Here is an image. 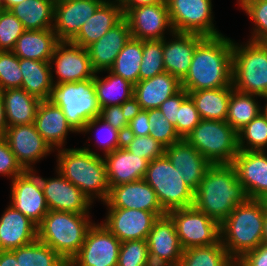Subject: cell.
I'll return each instance as SVG.
<instances>
[{"label": "cell", "instance_id": "603a6c76", "mask_svg": "<svg viewBox=\"0 0 267 266\" xmlns=\"http://www.w3.org/2000/svg\"><path fill=\"white\" fill-rule=\"evenodd\" d=\"M165 155L195 192L211 163L183 138L166 147Z\"/></svg>", "mask_w": 267, "mask_h": 266}, {"label": "cell", "instance_id": "83f0119b", "mask_svg": "<svg viewBox=\"0 0 267 266\" xmlns=\"http://www.w3.org/2000/svg\"><path fill=\"white\" fill-rule=\"evenodd\" d=\"M38 133L54 150L62 149L69 132H75L68 124L62 109L51 100H41L34 121Z\"/></svg>", "mask_w": 267, "mask_h": 266}, {"label": "cell", "instance_id": "44dd1931", "mask_svg": "<svg viewBox=\"0 0 267 266\" xmlns=\"http://www.w3.org/2000/svg\"><path fill=\"white\" fill-rule=\"evenodd\" d=\"M105 0H55L53 31L59 41H71Z\"/></svg>", "mask_w": 267, "mask_h": 266}, {"label": "cell", "instance_id": "5b68a950", "mask_svg": "<svg viewBox=\"0 0 267 266\" xmlns=\"http://www.w3.org/2000/svg\"><path fill=\"white\" fill-rule=\"evenodd\" d=\"M89 213L49 211L37 226L38 239L57 252L68 264L78 253L94 224Z\"/></svg>", "mask_w": 267, "mask_h": 266}, {"label": "cell", "instance_id": "f907efd6", "mask_svg": "<svg viewBox=\"0 0 267 266\" xmlns=\"http://www.w3.org/2000/svg\"><path fill=\"white\" fill-rule=\"evenodd\" d=\"M200 121L199 112L192 99L188 96L178 108L176 117V131L178 135L185 139Z\"/></svg>", "mask_w": 267, "mask_h": 266}, {"label": "cell", "instance_id": "ee69618b", "mask_svg": "<svg viewBox=\"0 0 267 266\" xmlns=\"http://www.w3.org/2000/svg\"><path fill=\"white\" fill-rule=\"evenodd\" d=\"M150 136L165 148L182 139L175 126L169 122L159 108L148 109Z\"/></svg>", "mask_w": 267, "mask_h": 266}, {"label": "cell", "instance_id": "6da1fadb", "mask_svg": "<svg viewBox=\"0 0 267 266\" xmlns=\"http://www.w3.org/2000/svg\"><path fill=\"white\" fill-rule=\"evenodd\" d=\"M233 40L222 35L205 37L195 48L181 87L187 92L232 84Z\"/></svg>", "mask_w": 267, "mask_h": 266}, {"label": "cell", "instance_id": "1f68e13d", "mask_svg": "<svg viewBox=\"0 0 267 266\" xmlns=\"http://www.w3.org/2000/svg\"><path fill=\"white\" fill-rule=\"evenodd\" d=\"M7 126L34 123L40 99L23 88H9L1 91Z\"/></svg>", "mask_w": 267, "mask_h": 266}, {"label": "cell", "instance_id": "11a10c76", "mask_svg": "<svg viewBox=\"0 0 267 266\" xmlns=\"http://www.w3.org/2000/svg\"><path fill=\"white\" fill-rule=\"evenodd\" d=\"M188 97V92L181 89L178 93L165 100L159 107L164 116L176 128V117L181 103Z\"/></svg>", "mask_w": 267, "mask_h": 266}, {"label": "cell", "instance_id": "ba28073f", "mask_svg": "<svg viewBox=\"0 0 267 266\" xmlns=\"http://www.w3.org/2000/svg\"><path fill=\"white\" fill-rule=\"evenodd\" d=\"M185 139L211 164H232L239 153L238 133L226 121L201 119Z\"/></svg>", "mask_w": 267, "mask_h": 266}, {"label": "cell", "instance_id": "be15d7a7", "mask_svg": "<svg viewBox=\"0 0 267 266\" xmlns=\"http://www.w3.org/2000/svg\"><path fill=\"white\" fill-rule=\"evenodd\" d=\"M261 98H265L266 102H267V96L261 97ZM261 112L266 116L267 118V103L265 104V107L262 108Z\"/></svg>", "mask_w": 267, "mask_h": 266}, {"label": "cell", "instance_id": "7bdbcfd3", "mask_svg": "<svg viewBox=\"0 0 267 266\" xmlns=\"http://www.w3.org/2000/svg\"><path fill=\"white\" fill-rule=\"evenodd\" d=\"M238 3L254 23L249 40L267 43V0H238Z\"/></svg>", "mask_w": 267, "mask_h": 266}, {"label": "cell", "instance_id": "6f0895ef", "mask_svg": "<svg viewBox=\"0 0 267 266\" xmlns=\"http://www.w3.org/2000/svg\"><path fill=\"white\" fill-rule=\"evenodd\" d=\"M164 0H119L123 15L132 8L163 2Z\"/></svg>", "mask_w": 267, "mask_h": 266}, {"label": "cell", "instance_id": "8fae6325", "mask_svg": "<svg viewBox=\"0 0 267 266\" xmlns=\"http://www.w3.org/2000/svg\"><path fill=\"white\" fill-rule=\"evenodd\" d=\"M174 32L204 37L222 35L213 24L211 0H166Z\"/></svg>", "mask_w": 267, "mask_h": 266}, {"label": "cell", "instance_id": "277c9868", "mask_svg": "<svg viewBox=\"0 0 267 266\" xmlns=\"http://www.w3.org/2000/svg\"><path fill=\"white\" fill-rule=\"evenodd\" d=\"M265 210L262 200L248 199L220 224L222 245L235 262L263 243Z\"/></svg>", "mask_w": 267, "mask_h": 266}, {"label": "cell", "instance_id": "30bf717a", "mask_svg": "<svg viewBox=\"0 0 267 266\" xmlns=\"http://www.w3.org/2000/svg\"><path fill=\"white\" fill-rule=\"evenodd\" d=\"M167 215L174 222L183 250L211 246L221 240L220 224L193 206L170 210Z\"/></svg>", "mask_w": 267, "mask_h": 266}, {"label": "cell", "instance_id": "d6986e66", "mask_svg": "<svg viewBox=\"0 0 267 266\" xmlns=\"http://www.w3.org/2000/svg\"><path fill=\"white\" fill-rule=\"evenodd\" d=\"M56 178H42L41 186L49 211L72 213H90L93 204L74 184L68 181L58 170Z\"/></svg>", "mask_w": 267, "mask_h": 266}, {"label": "cell", "instance_id": "ac0fdd59", "mask_svg": "<svg viewBox=\"0 0 267 266\" xmlns=\"http://www.w3.org/2000/svg\"><path fill=\"white\" fill-rule=\"evenodd\" d=\"M102 224L120 241L146 240L158 217L139 209L108 208Z\"/></svg>", "mask_w": 267, "mask_h": 266}, {"label": "cell", "instance_id": "7c38bea8", "mask_svg": "<svg viewBox=\"0 0 267 266\" xmlns=\"http://www.w3.org/2000/svg\"><path fill=\"white\" fill-rule=\"evenodd\" d=\"M121 242L104 224H93L68 266H117Z\"/></svg>", "mask_w": 267, "mask_h": 266}, {"label": "cell", "instance_id": "5bb4252c", "mask_svg": "<svg viewBox=\"0 0 267 266\" xmlns=\"http://www.w3.org/2000/svg\"><path fill=\"white\" fill-rule=\"evenodd\" d=\"M11 182L10 205L38 226L49 212L40 176L36 170H26Z\"/></svg>", "mask_w": 267, "mask_h": 266}, {"label": "cell", "instance_id": "bcb514c9", "mask_svg": "<svg viewBox=\"0 0 267 266\" xmlns=\"http://www.w3.org/2000/svg\"><path fill=\"white\" fill-rule=\"evenodd\" d=\"M117 266H153L149 258L147 240L121 242Z\"/></svg>", "mask_w": 267, "mask_h": 266}, {"label": "cell", "instance_id": "9f6ffc18", "mask_svg": "<svg viewBox=\"0 0 267 266\" xmlns=\"http://www.w3.org/2000/svg\"><path fill=\"white\" fill-rule=\"evenodd\" d=\"M236 266H267V244L262 243L254 250L247 252L236 262Z\"/></svg>", "mask_w": 267, "mask_h": 266}, {"label": "cell", "instance_id": "2e32d148", "mask_svg": "<svg viewBox=\"0 0 267 266\" xmlns=\"http://www.w3.org/2000/svg\"><path fill=\"white\" fill-rule=\"evenodd\" d=\"M149 258L153 266H178L183 248L175 225L168 216L159 217L147 237Z\"/></svg>", "mask_w": 267, "mask_h": 266}, {"label": "cell", "instance_id": "74e56055", "mask_svg": "<svg viewBox=\"0 0 267 266\" xmlns=\"http://www.w3.org/2000/svg\"><path fill=\"white\" fill-rule=\"evenodd\" d=\"M142 53L143 41L130 37L109 70L135 85L139 81Z\"/></svg>", "mask_w": 267, "mask_h": 266}, {"label": "cell", "instance_id": "ab89813d", "mask_svg": "<svg viewBox=\"0 0 267 266\" xmlns=\"http://www.w3.org/2000/svg\"><path fill=\"white\" fill-rule=\"evenodd\" d=\"M18 266H68L65 260L38 238L30 244L11 250Z\"/></svg>", "mask_w": 267, "mask_h": 266}, {"label": "cell", "instance_id": "9c48e42d", "mask_svg": "<svg viewBox=\"0 0 267 266\" xmlns=\"http://www.w3.org/2000/svg\"><path fill=\"white\" fill-rule=\"evenodd\" d=\"M181 176L166 155L149 162L143 179L156 192L158 201L166 212L193 205L194 191Z\"/></svg>", "mask_w": 267, "mask_h": 266}, {"label": "cell", "instance_id": "db71d44e", "mask_svg": "<svg viewBox=\"0 0 267 266\" xmlns=\"http://www.w3.org/2000/svg\"><path fill=\"white\" fill-rule=\"evenodd\" d=\"M148 110L133 107L130 115L129 125L124 135L146 136L149 131Z\"/></svg>", "mask_w": 267, "mask_h": 266}, {"label": "cell", "instance_id": "03108f58", "mask_svg": "<svg viewBox=\"0 0 267 266\" xmlns=\"http://www.w3.org/2000/svg\"><path fill=\"white\" fill-rule=\"evenodd\" d=\"M3 10L2 3L0 2V11Z\"/></svg>", "mask_w": 267, "mask_h": 266}, {"label": "cell", "instance_id": "680465c9", "mask_svg": "<svg viewBox=\"0 0 267 266\" xmlns=\"http://www.w3.org/2000/svg\"><path fill=\"white\" fill-rule=\"evenodd\" d=\"M18 264L11 250H0V266H18Z\"/></svg>", "mask_w": 267, "mask_h": 266}, {"label": "cell", "instance_id": "94428289", "mask_svg": "<svg viewBox=\"0 0 267 266\" xmlns=\"http://www.w3.org/2000/svg\"><path fill=\"white\" fill-rule=\"evenodd\" d=\"M24 0H4L2 3L3 9L10 10L13 6L23 2Z\"/></svg>", "mask_w": 267, "mask_h": 266}, {"label": "cell", "instance_id": "7402d4cb", "mask_svg": "<svg viewBox=\"0 0 267 266\" xmlns=\"http://www.w3.org/2000/svg\"><path fill=\"white\" fill-rule=\"evenodd\" d=\"M249 199L267 196V151H241L232 163Z\"/></svg>", "mask_w": 267, "mask_h": 266}, {"label": "cell", "instance_id": "ffe728a7", "mask_svg": "<svg viewBox=\"0 0 267 266\" xmlns=\"http://www.w3.org/2000/svg\"><path fill=\"white\" fill-rule=\"evenodd\" d=\"M103 204L108 208L153 212L158 218L167 215L158 201L156 192L144 179L111 187Z\"/></svg>", "mask_w": 267, "mask_h": 266}, {"label": "cell", "instance_id": "8d00e7d4", "mask_svg": "<svg viewBox=\"0 0 267 266\" xmlns=\"http://www.w3.org/2000/svg\"><path fill=\"white\" fill-rule=\"evenodd\" d=\"M258 97L261 96L231 91L226 122L237 133L261 112L262 106L256 101Z\"/></svg>", "mask_w": 267, "mask_h": 266}, {"label": "cell", "instance_id": "60d3db41", "mask_svg": "<svg viewBox=\"0 0 267 266\" xmlns=\"http://www.w3.org/2000/svg\"><path fill=\"white\" fill-rule=\"evenodd\" d=\"M238 148L241 151H267V118L262 112L238 132Z\"/></svg>", "mask_w": 267, "mask_h": 266}, {"label": "cell", "instance_id": "816d5d0a", "mask_svg": "<svg viewBox=\"0 0 267 266\" xmlns=\"http://www.w3.org/2000/svg\"><path fill=\"white\" fill-rule=\"evenodd\" d=\"M132 110L133 104L105 106L101 108L100 117L124 135Z\"/></svg>", "mask_w": 267, "mask_h": 266}, {"label": "cell", "instance_id": "52a82bcc", "mask_svg": "<svg viewBox=\"0 0 267 266\" xmlns=\"http://www.w3.org/2000/svg\"><path fill=\"white\" fill-rule=\"evenodd\" d=\"M50 100L62 109L75 133H81L101 113L93 78L54 85Z\"/></svg>", "mask_w": 267, "mask_h": 266}, {"label": "cell", "instance_id": "f546056e", "mask_svg": "<svg viewBox=\"0 0 267 266\" xmlns=\"http://www.w3.org/2000/svg\"><path fill=\"white\" fill-rule=\"evenodd\" d=\"M123 18L118 0H105L81 27L71 43L87 48L97 42L105 33Z\"/></svg>", "mask_w": 267, "mask_h": 266}, {"label": "cell", "instance_id": "681fc988", "mask_svg": "<svg viewBox=\"0 0 267 266\" xmlns=\"http://www.w3.org/2000/svg\"><path fill=\"white\" fill-rule=\"evenodd\" d=\"M22 78L19 57L12 51H0V90L21 88Z\"/></svg>", "mask_w": 267, "mask_h": 266}, {"label": "cell", "instance_id": "e7e4bbea", "mask_svg": "<svg viewBox=\"0 0 267 266\" xmlns=\"http://www.w3.org/2000/svg\"><path fill=\"white\" fill-rule=\"evenodd\" d=\"M267 211V196L262 200Z\"/></svg>", "mask_w": 267, "mask_h": 266}, {"label": "cell", "instance_id": "4dcf8cb0", "mask_svg": "<svg viewBox=\"0 0 267 266\" xmlns=\"http://www.w3.org/2000/svg\"><path fill=\"white\" fill-rule=\"evenodd\" d=\"M59 42L53 28L25 30L12 52L19 58L49 62Z\"/></svg>", "mask_w": 267, "mask_h": 266}, {"label": "cell", "instance_id": "e0dca14e", "mask_svg": "<svg viewBox=\"0 0 267 266\" xmlns=\"http://www.w3.org/2000/svg\"><path fill=\"white\" fill-rule=\"evenodd\" d=\"M4 137L25 170H34L32 165L53 151L38 133L34 123L8 126Z\"/></svg>", "mask_w": 267, "mask_h": 266}, {"label": "cell", "instance_id": "3957f363", "mask_svg": "<svg viewBox=\"0 0 267 266\" xmlns=\"http://www.w3.org/2000/svg\"><path fill=\"white\" fill-rule=\"evenodd\" d=\"M57 151L56 170L77 186L92 203L96 198L104 203L110 190L104 158L88 146Z\"/></svg>", "mask_w": 267, "mask_h": 266}, {"label": "cell", "instance_id": "f1b7e54d", "mask_svg": "<svg viewBox=\"0 0 267 266\" xmlns=\"http://www.w3.org/2000/svg\"><path fill=\"white\" fill-rule=\"evenodd\" d=\"M37 238V225L9 205L0 217V250L19 248Z\"/></svg>", "mask_w": 267, "mask_h": 266}, {"label": "cell", "instance_id": "cb8c5ba5", "mask_svg": "<svg viewBox=\"0 0 267 266\" xmlns=\"http://www.w3.org/2000/svg\"><path fill=\"white\" fill-rule=\"evenodd\" d=\"M173 39H163V63L165 72L180 81L187 75L196 46L205 38L195 33L170 34Z\"/></svg>", "mask_w": 267, "mask_h": 266}, {"label": "cell", "instance_id": "9a60e30c", "mask_svg": "<svg viewBox=\"0 0 267 266\" xmlns=\"http://www.w3.org/2000/svg\"><path fill=\"white\" fill-rule=\"evenodd\" d=\"M49 64L56 67L57 79L52 80L54 85L88 80L96 73L91 67L87 49L70 41H60L56 45Z\"/></svg>", "mask_w": 267, "mask_h": 266}, {"label": "cell", "instance_id": "4316f807", "mask_svg": "<svg viewBox=\"0 0 267 266\" xmlns=\"http://www.w3.org/2000/svg\"><path fill=\"white\" fill-rule=\"evenodd\" d=\"M109 187L142 180L149 160L132 154L123 146L104 157Z\"/></svg>", "mask_w": 267, "mask_h": 266}, {"label": "cell", "instance_id": "4fadbf2b", "mask_svg": "<svg viewBox=\"0 0 267 266\" xmlns=\"http://www.w3.org/2000/svg\"><path fill=\"white\" fill-rule=\"evenodd\" d=\"M123 17L126 19L132 38L140 40H163L166 29L174 32L166 0L150 5L129 9Z\"/></svg>", "mask_w": 267, "mask_h": 266}, {"label": "cell", "instance_id": "7a4b0ae2", "mask_svg": "<svg viewBox=\"0 0 267 266\" xmlns=\"http://www.w3.org/2000/svg\"><path fill=\"white\" fill-rule=\"evenodd\" d=\"M248 199L233 164H211L194 192L192 206L221 224Z\"/></svg>", "mask_w": 267, "mask_h": 266}, {"label": "cell", "instance_id": "b9f144b4", "mask_svg": "<svg viewBox=\"0 0 267 266\" xmlns=\"http://www.w3.org/2000/svg\"><path fill=\"white\" fill-rule=\"evenodd\" d=\"M142 54L139 81L165 72L163 63V40H143Z\"/></svg>", "mask_w": 267, "mask_h": 266}, {"label": "cell", "instance_id": "6125c7cd", "mask_svg": "<svg viewBox=\"0 0 267 266\" xmlns=\"http://www.w3.org/2000/svg\"><path fill=\"white\" fill-rule=\"evenodd\" d=\"M263 243L267 244V211L265 210L264 226H263Z\"/></svg>", "mask_w": 267, "mask_h": 266}, {"label": "cell", "instance_id": "e575fe53", "mask_svg": "<svg viewBox=\"0 0 267 266\" xmlns=\"http://www.w3.org/2000/svg\"><path fill=\"white\" fill-rule=\"evenodd\" d=\"M233 85L188 92L201 119L226 121Z\"/></svg>", "mask_w": 267, "mask_h": 266}, {"label": "cell", "instance_id": "8992f818", "mask_svg": "<svg viewBox=\"0 0 267 266\" xmlns=\"http://www.w3.org/2000/svg\"><path fill=\"white\" fill-rule=\"evenodd\" d=\"M232 85L241 93L267 96V43L233 41Z\"/></svg>", "mask_w": 267, "mask_h": 266}, {"label": "cell", "instance_id": "f35d334b", "mask_svg": "<svg viewBox=\"0 0 267 266\" xmlns=\"http://www.w3.org/2000/svg\"><path fill=\"white\" fill-rule=\"evenodd\" d=\"M178 266H236L221 240L214 245L193 247L183 251Z\"/></svg>", "mask_w": 267, "mask_h": 266}, {"label": "cell", "instance_id": "91938a15", "mask_svg": "<svg viewBox=\"0 0 267 266\" xmlns=\"http://www.w3.org/2000/svg\"><path fill=\"white\" fill-rule=\"evenodd\" d=\"M7 127L8 126L6 123L5 108H4V103H3L1 90H0V137L5 135Z\"/></svg>", "mask_w": 267, "mask_h": 266}, {"label": "cell", "instance_id": "f6af8a7d", "mask_svg": "<svg viewBox=\"0 0 267 266\" xmlns=\"http://www.w3.org/2000/svg\"><path fill=\"white\" fill-rule=\"evenodd\" d=\"M123 147L134 155L149 161L165 155V147L152 136L124 135Z\"/></svg>", "mask_w": 267, "mask_h": 266}, {"label": "cell", "instance_id": "f5cc1de1", "mask_svg": "<svg viewBox=\"0 0 267 266\" xmlns=\"http://www.w3.org/2000/svg\"><path fill=\"white\" fill-rule=\"evenodd\" d=\"M25 171L11 151L5 137H0V174L13 180Z\"/></svg>", "mask_w": 267, "mask_h": 266}, {"label": "cell", "instance_id": "d6a6232c", "mask_svg": "<svg viewBox=\"0 0 267 266\" xmlns=\"http://www.w3.org/2000/svg\"><path fill=\"white\" fill-rule=\"evenodd\" d=\"M22 72L21 88L40 100H50L54 84L53 66L49 62L19 58Z\"/></svg>", "mask_w": 267, "mask_h": 266}, {"label": "cell", "instance_id": "836d02e7", "mask_svg": "<svg viewBox=\"0 0 267 266\" xmlns=\"http://www.w3.org/2000/svg\"><path fill=\"white\" fill-rule=\"evenodd\" d=\"M96 72L93 78L96 96L101 108L105 106L133 104L134 85L110 70L108 76L100 78Z\"/></svg>", "mask_w": 267, "mask_h": 266}, {"label": "cell", "instance_id": "d590c367", "mask_svg": "<svg viewBox=\"0 0 267 266\" xmlns=\"http://www.w3.org/2000/svg\"><path fill=\"white\" fill-rule=\"evenodd\" d=\"M55 0H24L10 11L22 22L25 30L53 28Z\"/></svg>", "mask_w": 267, "mask_h": 266}, {"label": "cell", "instance_id": "7dc6e473", "mask_svg": "<svg viewBox=\"0 0 267 266\" xmlns=\"http://www.w3.org/2000/svg\"><path fill=\"white\" fill-rule=\"evenodd\" d=\"M98 125L100 128L97 133H100L101 136L97 138V141L100 143L101 149L104 151V156L123 146L124 135L108 122L103 120L100 116H97L86 123L85 129L82 131V133H90L94 127L96 129Z\"/></svg>", "mask_w": 267, "mask_h": 266}, {"label": "cell", "instance_id": "c3c4849f", "mask_svg": "<svg viewBox=\"0 0 267 266\" xmlns=\"http://www.w3.org/2000/svg\"><path fill=\"white\" fill-rule=\"evenodd\" d=\"M25 31L22 22L10 11H0V51H12Z\"/></svg>", "mask_w": 267, "mask_h": 266}, {"label": "cell", "instance_id": "484cf974", "mask_svg": "<svg viewBox=\"0 0 267 266\" xmlns=\"http://www.w3.org/2000/svg\"><path fill=\"white\" fill-rule=\"evenodd\" d=\"M181 89V81L168 72L138 81L134 85L133 107L141 110L159 108Z\"/></svg>", "mask_w": 267, "mask_h": 266}, {"label": "cell", "instance_id": "d4e9b609", "mask_svg": "<svg viewBox=\"0 0 267 266\" xmlns=\"http://www.w3.org/2000/svg\"><path fill=\"white\" fill-rule=\"evenodd\" d=\"M130 37V27L123 17L97 42L88 46L86 49L93 70L95 72H106L109 70Z\"/></svg>", "mask_w": 267, "mask_h": 266}]
</instances>
